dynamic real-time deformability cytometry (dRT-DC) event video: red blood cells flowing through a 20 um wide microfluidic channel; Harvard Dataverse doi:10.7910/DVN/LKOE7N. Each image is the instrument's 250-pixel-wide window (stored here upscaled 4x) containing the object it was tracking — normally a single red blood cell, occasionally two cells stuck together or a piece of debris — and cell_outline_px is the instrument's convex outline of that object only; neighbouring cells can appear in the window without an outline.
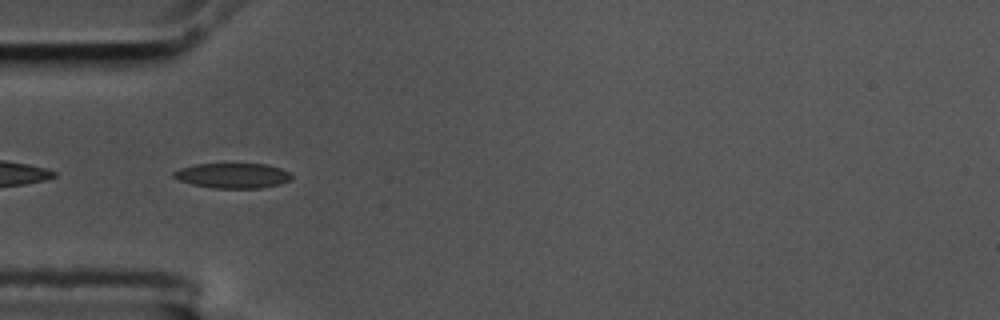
{"species": "common noctule bat (a hibernating species)", "species_latin": "Nyctalus noctula", "temperature_condition": "cold", "stored_images_in_passage": 41, "camera_frame_rate_fps": 3000, "um_per_image_px": 0.085, "animal": {"sex": "male", "body_mass_g": 17.5, "forearm_length_mm": 52.3}, "frame": {"image": 1, "passage_image": 1, "time_ms": 0.0, "image_size_px": [1000, 320], "cell_outline_px": [[292, 180], [280, 184], [260, 188], [212, 188], [192, 184], [180, 180], [172, 176], [172, 172], [180, 168], [196, 164], [268, 164], [280, 168], [288, 172], [292, 176]], "centroid_in_image_um": [19.79, 14.93], "position_along_channel_um": 65.2, "area_um2": 17.22}}
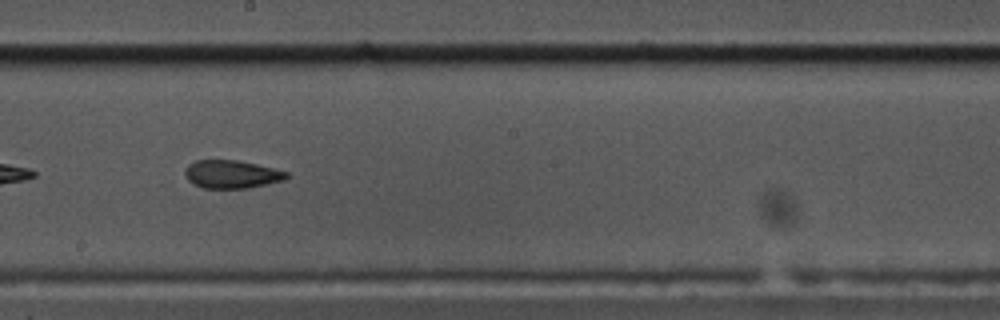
{"frame": {"image": 2, "passage_image": 15, "time_ms": 4.667, "image_size_px": [1000, 320], "cell_outline_px": [[288, 176], [284, 180], [248, 188], [204, 188], [188, 180], [184, 172], [188, 164], [196, 160], [236, 160], [256, 164], [288, 172]], "centroid_in_image_um": [19.68, 14.81], "position_along_channel_um": 228.5, "area_um2": 16.42}}
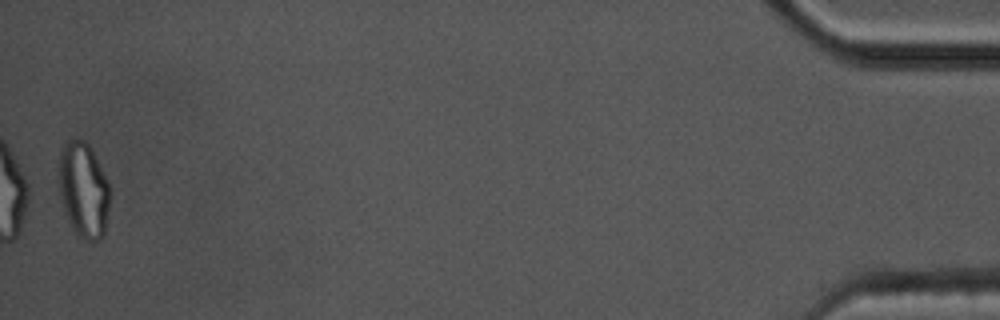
{"frame": {"image": 3, "passage_image": 40, "time_ms": 13.0, "image_size_px": [1000, 320], "cell_outline_px": [[108, 208], [104, 236], [100, 240], [84, 240], [76, 236], [72, 228], [64, 208], [60, 196], [56, 176], [60, 152], [64, 144], [68, 140], [76, 136], [84, 140], [88, 144], [108, 184]], "centroid_in_image_um": [7.04, 16.13], "position_along_channel_um": 428.2, "area_um2": 28.44}, "authors_computed_cell_mechanics": {"area_um2": 17.3978, "velocity_mm_per_s": 3.52, "shape_relaxation_time_tau1_ms": null, "shape_relaxation_time_tau2_ms": 2.5414, "deformation_change_tau1": null, "deformation_change_tau2": 0.0927}}